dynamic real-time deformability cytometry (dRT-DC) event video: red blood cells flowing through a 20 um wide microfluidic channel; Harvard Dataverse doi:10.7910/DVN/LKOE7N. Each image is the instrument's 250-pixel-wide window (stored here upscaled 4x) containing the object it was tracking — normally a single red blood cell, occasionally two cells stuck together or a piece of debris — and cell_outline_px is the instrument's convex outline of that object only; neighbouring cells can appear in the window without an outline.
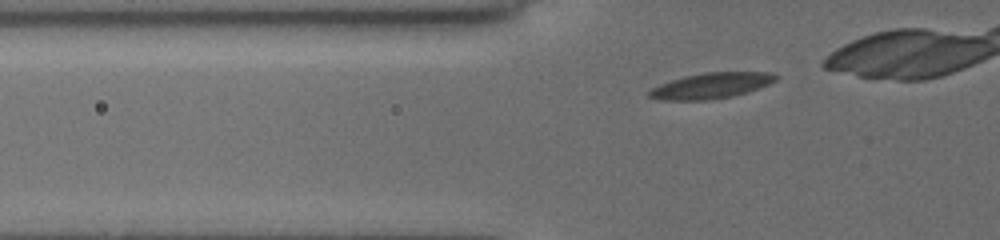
{"species": "common noctule bat (a hibernating species)", "species_latin": "Nyctalus noctula", "temperature_condition": "cold", "stored_images_in_passage": 30, "camera_frame_rate_fps": 3000, "um_per_image_px": 0.085, "animal": {"sex": "female", "body_mass_g": 19.5, "forearm_length_mm": 54.1}, "frame": {"image": 1, "passage_image": 2, "time_ms": 0.333, "image_size_px": [1000, 240], "cell_outline_px": [[780, 76], [776, 80], [768, 84], [744, 92], [728, 96], [704, 100], [664, 100], [648, 96], [648, 92], [652, 88], [660, 84], [684, 76], [704, 72], [772, 72]], "centroid_in_image_um": [60.44, 7.26], "position_along_channel_um": 65.4, "area_um2": 18.55}}
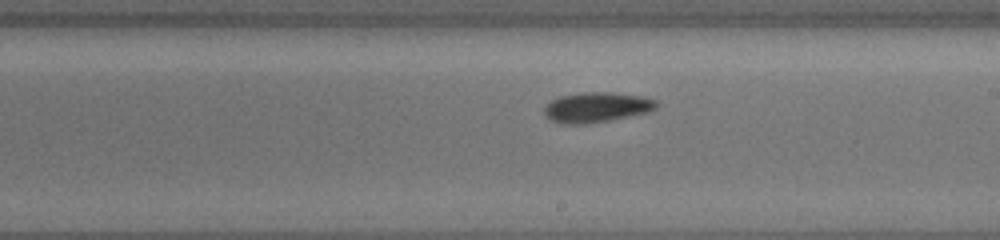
{"frame": {"image": 2, "passage_image": 16, "time_ms": 5.0, "image_size_px": [1000, 240], "cell_outline_px": [[660, 104], [656, 108], [648, 112], [608, 120], [584, 124], [560, 124], [552, 120], [544, 112], [544, 108], [552, 100], [560, 96], [584, 92], [612, 92], [644, 96], [656, 100]], "centroid_in_image_um": [50.75, 9.11], "position_along_channel_um": 238.2, "area_um2": 19.59}}
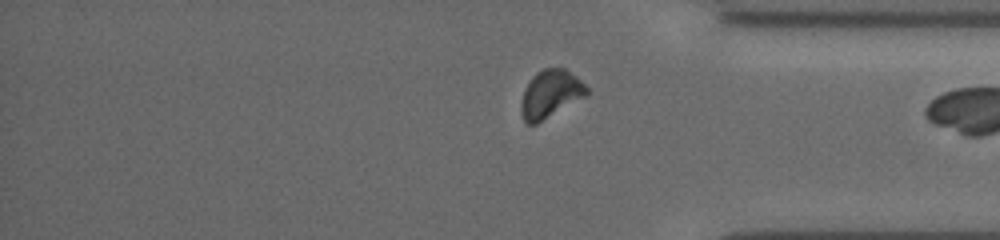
{"frame": {"image": 3, "passage_image": 28, "time_ms": 9.0, "image_size_px": [1000, 240], "cell_outline_px": [[588, 92], [584, 96], [536, 124], [528, 124], [524, 120], [520, 108], [520, 104], [524, 92], [532, 76], [536, 72], [544, 68], [564, 68], [580, 80], [588, 88]], "centroid_in_image_um": [46.76, 7.98], "position_along_channel_um": 388.4, "area_um2": 17.74}}